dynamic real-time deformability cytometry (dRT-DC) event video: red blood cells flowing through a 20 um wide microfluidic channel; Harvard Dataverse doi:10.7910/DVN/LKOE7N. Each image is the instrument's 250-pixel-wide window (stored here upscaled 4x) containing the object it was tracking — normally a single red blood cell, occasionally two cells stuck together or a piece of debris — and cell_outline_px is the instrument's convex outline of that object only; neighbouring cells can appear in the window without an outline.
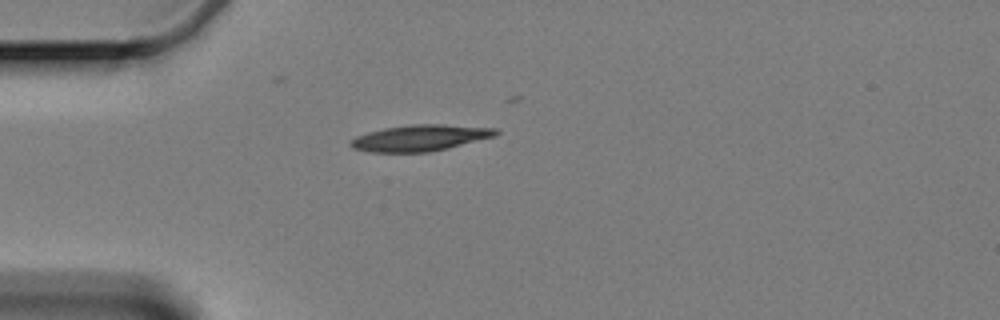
{"species": "Egyptian fruit bat (a non-hibernating species)", "species_latin": "Rousettus aegyptiacus", "temperature_condition": "cold", "stored_images_in_passage": 7, "camera_frame_rate_fps": 3000, "um_per_image_px": 0.085, "animal": {"sex": "female"}, "frame": {"image": 1, "passage_image": 1, "time_ms": 0.0, "image_size_px": [1000, 320], "cell_outline_px": [[500, 132], [496, 136], [448, 148], [428, 152], [372, 152], [352, 148], [348, 144], [356, 136], [368, 132], [384, 128], [412, 124], [444, 124], [496, 128]], "centroid_in_image_um": [35.73, 11.72], "position_along_channel_um": 49.3, "area_um2": 22.2}}
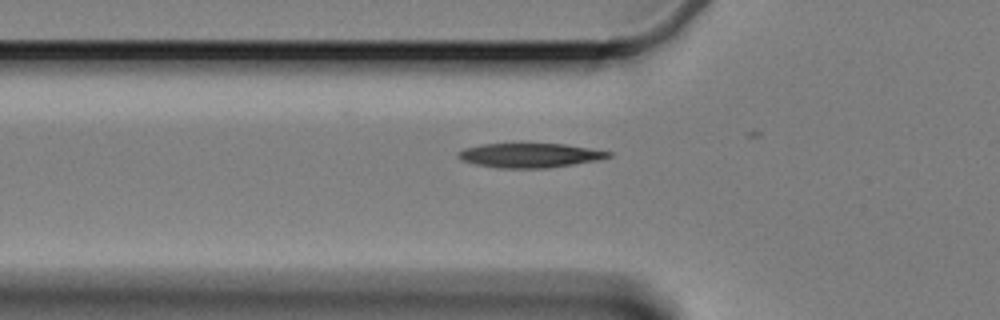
{"frame": {"image": 2, "passage_image": 5, "time_ms": 1.333, "image_size_px": [1000, 320], "cell_outline_px": [[612, 156], [600, 160], [548, 168], [496, 168], [476, 164], [460, 160], [456, 156], [456, 152], [464, 148], [480, 144], [564, 144], [612, 152]], "centroid_in_image_um": [45.0, 13.21], "position_along_channel_um": 80.8, "area_um2": 21.44}}